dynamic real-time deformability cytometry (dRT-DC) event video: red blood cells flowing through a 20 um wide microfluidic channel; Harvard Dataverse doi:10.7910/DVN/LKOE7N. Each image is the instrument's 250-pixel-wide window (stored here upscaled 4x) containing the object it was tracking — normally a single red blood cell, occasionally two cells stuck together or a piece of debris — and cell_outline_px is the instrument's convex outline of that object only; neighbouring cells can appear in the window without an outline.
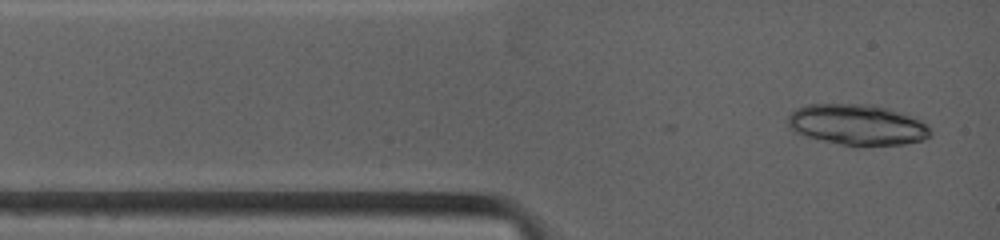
{"species": "common noctule bat (a hibernating species)", "species_latin": "Nyctalus noctula", "temperature_condition": "warm", "stored_images_in_passage": 3, "camera_frame_rate_fps": 4500, "um_per_image_px": 0.085, "animal": {"sex": "female", "body_mass_g": 19.0, "forearm_length_mm": 53.3}, "frame": {"image": 1, "passage_image": 1, "time_ms": 0.0, "image_size_px": [1000, 240], "cell_outline_px": [[932, 136], [924, 140], [904, 144], [856, 148], [816, 140], [796, 132], [788, 128], [784, 120], [796, 108], [808, 104], [868, 104], [888, 108], [912, 116], [928, 124], [932, 132]], "centroid_in_image_um": [72.86, 10.64], "position_along_channel_um": 12.1, "area_um2": 35.03}}